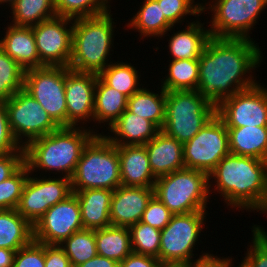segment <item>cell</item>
Listing matches in <instances>:
<instances>
[{"instance_id": "1", "label": "cell", "mask_w": 267, "mask_h": 267, "mask_svg": "<svg viewBox=\"0 0 267 267\" xmlns=\"http://www.w3.org/2000/svg\"><path fill=\"white\" fill-rule=\"evenodd\" d=\"M256 42L214 37L208 40L199 58L197 86L207 102L217 108L224 99L259 82L255 70L261 66L264 55Z\"/></svg>"}, {"instance_id": "2", "label": "cell", "mask_w": 267, "mask_h": 267, "mask_svg": "<svg viewBox=\"0 0 267 267\" xmlns=\"http://www.w3.org/2000/svg\"><path fill=\"white\" fill-rule=\"evenodd\" d=\"M208 180L210 195L220 194L226 207L267 214V161L229 153L208 174Z\"/></svg>"}, {"instance_id": "3", "label": "cell", "mask_w": 267, "mask_h": 267, "mask_svg": "<svg viewBox=\"0 0 267 267\" xmlns=\"http://www.w3.org/2000/svg\"><path fill=\"white\" fill-rule=\"evenodd\" d=\"M88 128L60 127L29 142L24 147V163L29 173L38 172L41 176L49 171V176L55 173L71 179L84 147L96 135Z\"/></svg>"}, {"instance_id": "4", "label": "cell", "mask_w": 267, "mask_h": 267, "mask_svg": "<svg viewBox=\"0 0 267 267\" xmlns=\"http://www.w3.org/2000/svg\"><path fill=\"white\" fill-rule=\"evenodd\" d=\"M111 12L109 10L101 15L73 19L70 69L99 74L114 62L110 55L117 23Z\"/></svg>"}, {"instance_id": "5", "label": "cell", "mask_w": 267, "mask_h": 267, "mask_svg": "<svg viewBox=\"0 0 267 267\" xmlns=\"http://www.w3.org/2000/svg\"><path fill=\"white\" fill-rule=\"evenodd\" d=\"M121 185L118 146L96 134L84 147L71 178L72 191L108 189Z\"/></svg>"}, {"instance_id": "6", "label": "cell", "mask_w": 267, "mask_h": 267, "mask_svg": "<svg viewBox=\"0 0 267 267\" xmlns=\"http://www.w3.org/2000/svg\"><path fill=\"white\" fill-rule=\"evenodd\" d=\"M154 195L174 215L207 211L211 198L208 174L184 168L158 177Z\"/></svg>"}, {"instance_id": "7", "label": "cell", "mask_w": 267, "mask_h": 267, "mask_svg": "<svg viewBox=\"0 0 267 267\" xmlns=\"http://www.w3.org/2000/svg\"><path fill=\"white\" fill-rule=\"evenodd\" d=\"M216 115V107L197 90L166 91L165 122L162 131L184 144Z\"/></svg>"}, {"instance_id": "8", "label": "cell", "mask_w": 267, "mask_h": 267, "mask_svg": "<svg viewBox=\"0 0 267 267\" xmlns=\"http://www.w3.org/2000/svg\"><path fill=\"white\" fill-rule=\"evenodd\" d=\"M204 15L212 13L209 32L214 38L249 39L267 0H202ZM208 1V2H207ZM208 10V11H207ZM210 11V12H209ZM257 20V21H256ZM251 32V33H250Z\"/></svg>"}, {"instance_id": "9", "label": "cell", "mask_w": 267, "mask_h": 267, "mask_svg": "<svg viewBox=\"0 0 267 267\" xmlns=\"http://www.w3.org/2000/svg\"><path fill=\"white\" fill-rule=\"evenodd\" d=\"M208 214V211H195L172 216L169 223L161 230L160 263L182 266L195 260L198 254L193 252H196L195 249L198 248L195 247L201 242L199 239L201 232H204Z\"/></svg>"}, {"instance_id": "10", "label": "cell", "mask_w": 267, "mask_h": 267, "mask_svg": "<svg viewBox=\"0 0 267 267\" xmlns=\"http://www.w3.org/2000/svg\"><path fill=\"white\" fill-rule=\"evenodd\" d=\"M66 66H42L25 70L23 89L37 100L60 126L67 127Z\"/></svg>"}, {"instance_id": "11", "label": "cell", "mask_w": 267, "mask_h": 267, "mask_svg": "<svg viewBox=\"0 0 267 267\" xmlns=\"http://www.w3.org/2000/svg\"><path fill=\"white\" fill-rule=\"evenodd\" d=\"M4 104L7 109L12 135L23 148L32 140L60 128L40 103L24 89L4 101Z\"/></svg>"}, {"instance_id": "12", "label": "cell", "mask_w": 267, "mask_h": 267, "mask_svg": "<svg viewBox=\"0 0 267 267\" xmlns=\"http://www.w3.org/2000/svg\"><path fill=\"white\" fill-rule=\"evenodd\" d=\"M229 153L227 127L217 115L192 139L183 144L185 168L199 170L207 174Z\"/></svg>"}, {"instance_id": "13", "label": "cell", "mask_w": 267, "mask_h": 267, "mask_svg": "<svg viewBox=\"0 0 267 267\" xmlns=\"http://www.w3.org/2000/svg\"><path fill=\"white\" fill-rule=\"evenodd\" d=\"M37 176L38 174L29 173L17 207L18 213L32 225L50 207L73 193L69 178L55 175Z\"/></svg>"}, {"instance_id": "14", "label": "cell", "mask_w": 267, "mask_h": 267, "mask_svg": "<svg viewBox=\"0 0 267 267\" xmlns=\"http://www.w3.org/2000/svg\"><path fill=\"white\" fill-rule=\"evenodd\" d=\"M216 115L227 128L267 127V87L260 81L223 100Z\"/></svg>"}, {"instance_id": "15", "label": "cell", "mask_w": 267, "mask_h": 267, "mask_svg": "<svg viewBox=\"0 0 267 267\" xmlns=\"http://www.w3.org/2000/svg\"><path fill=\"white\" fill-rule=\"evenodd\" d=\"M42 66H69L72 52L73 19L55 16L32 26Z\"/></svg>"}, {"instance_id": "16", "label": "cell", "mask_w": 267, "mask_h": 267, "mask_svg": "<svg viewBox=\"0 0 267 267\" xmlns=\"http://www.w3.org/2000/svg\"><path fill=\"white\" fill-rule=\"evenodd\" d=\"M83 229L77 196L72 193L65 200L50 207L33 225L34 241L60 245L73 233Z\"/></svg>"}, {"instance_id": "17", "label": "cell", "mask_w": 267, "mask_h": 267, "mask_svg": "<svg viewBox=\"0 0 267 267\" xmlns=\"http://www.w3.org/2000/svg\"><path fill=\"white\" fill-rule=\"evenodd\" d=\"M97 75L92 72L74 71L69 67L65 70L67 127H87V122L94 123Z\"/></svg>"}, {"instance_id": "18", "label": "cell", "mask_w": 267, "mask_h": 267, "mask_svg": "<svg viewBox=\"0 0 267 267\" xmlns=\"http://www.w3.org/2000/svg\"><path fill=\"white\" fill-rule=\"evenodd\" d=\"M153 196L154 188L118 186L111 198V225L129 228L138 223Z\"/></svg>"}, {"instance_id": "19", "label": "cell", "mask_w": 267, "mask_h": 267, "mask_svg": "<svg viewBox=\"0 0 267 267\" xmlns=\"http://www.w3.org/2000/svg\"><path fill=\"white\" fill-rule=\"evenodd\" d=\"M121 185L154 188L157 178L151 171L145 145L118 146Z\"/></svg>"}, {"instance_id": "20", "label": "cell", "mask_w": 267, "mask_h": 267, "mask_svg": "<svg viewBox=\"0 0 267 267\" xmlns=\"http://www.w3.org/2000/svg\"><path fill=\"white\" fill-rule=\"evenodd\" d=\"M149 165L156 178L185 168L183 144L162 130L145 144Z\"/></svg>"}, {"instance_id": "21", "label": "cell", "mask_w": 267, "mask_h": 267, "mask_svg": "<svg viewBox=\"0 0 267 267\" xmlns=\"http://www.w3.org/2000/svg\"><path fill=\"white\" fill-rule=\"evenodd\" d=\"M107 134H103L112 144L145 145L160 129L150 120L140 117L128 109L112 124ZM113 133V134H112Z\"/></svg>"}, {"instance_id": "22", "label": "cell", "mask_w": 267, "mask_h": 267, "mask_svg": "<svg viewBox=\"0 0 267 267\" xmlns=\"http://www.w3.org/2000/svg\"><path fill=\"white\" fill-rule=\"evenodd\" d=\"M185 23V27L174 32L176 26H172L165 34L169 36L167 52L170 60L179 59H199L208 40L211 38L209 28L203 27V24L198 20ZM169 31L172 36L170 37ZM169 34V35H168ZM170 53V54H169Z\"/></svg>"}, {"instance_id": "23", "label": "cell", "mask_w": 267, "mask_h": 267, "mask_svg": "<svg viewBox=\"0 0 267 267\" xmlns=\"http://www.w3.org/2000/svg\"><path fill=\"white\" fill-rule=\"evenodd\" d=\"M7 26L3 28L6 32L0 38V48L25 70L40 67L32 27Z\"/></svg>"}, {"instance_id": "24", "label": "cell", "mask_w": 267, "mask_h": 267, "mask_svg": "<svg viewBox=\"0 0 267 267\" xmlns=\"http://www.w3.org/2000/svg\"><path fill=\"white\" fill-rule=\"evenodd\" d=\"M72 192L79 201L84 229L97 230L111 225L110 205L113 191L108 189H86Z\"/></svg>"}, {"instance_id": "25", "label": "cell", "mask_w": 267, "mask_h": 267, "mask_svg": "<svg viewBox=\"0 0 267 267\" xmlns=\"http://www.w3.org/2000/svg\"><path fill=\"white\" fill-rule=\"evenodd\" d=\"M128 97L123 93L118 92L114 88L108 86L98 75L95 84V100H94V126L90 128L96 134L99 132V127L105 126L106 131L112 124L125 112L127 109ZM97 123V125H96ZM103 124V125H102ZM106 124V125H105ZM95 127V129L93 128Z\"/></svg>"}, {"instance_id": "26", "label": "cell", "mask_w": 267, "mask_h": 267, "mask_svg": "<svg viewBox=\"0 0 267 267\" xmlns=\"http://www.w3.org/2000/svg\"><path fill=\"white\" fill-rule=\"evenodd\" d=\"M139 9L125 27L134 32H138L140 39L146 37L158 38L166 37L165 33L173 26L164 16L161 6L157 0H142Z\"/></svg>"}, {"instance_id": "27", "label": "cell", "mask_w": 267, "mask_h": 267, "mask_svg": "<svg viewBox=\"0 0 267 267\" xmlns=\"http://www.w3.org/2000/svg\"><path fill=\"white\" fill-rule=\"evenodd\" d=\"M230 153L267 161V127L227 128Z\"/></svg>"}, {"instance_id": "28", "label": "cell", "mask_w": 267, "mask_h": 267, "mask_svg": "<svg viewBox=\"0 0 267 267\" xmlns=\"http://www.w3.org/2000/svg\"><path fill=\"white\" fill-rule=\"evenodd\" d=\"M33 240V225L17 209L0 210V248L17 251Z\"/></svg>"}, {"instance_id": "29", "label": "cell", "mask_w": 267, "mask_h": 267, "mask_svg": "<svg viewBox=\"0 0 267 267\" xmlns=\"http://www.w3.org/2000/svg\"><path fill=\"white\" fill-rule=\"evenodd\" d=\"M152 91L143 87L128 98L127 109L142 118L153 122L160 130L165 122L166 91L159 87Z\"/></svg>"}, {"instance_id": "30", "label": "cell", "mask_w": 267, "mask_h": 267, "mask_svg": "<svg viewBox=\"0 0 267 267\" xmlns=\"http://www.w3.org/2000/svg\"><path fill=\"white\" fill-rule=\"evenodd\" d=\"M96 249L99 256L122 262L133 252L128 227L108 226L95 230Z\"/></svg>"}, {"instance_id": "31", "label": "cell", "mask_w": 267, "mask_h": 267, "mask_svg": "<svg viewBox=\"0 0 267 267\" xmlns=\"http://www.w3.org/2000/svg\"><path fill=\"white\" fill-rule=\"evenodd\" d=\"M167 74L162 76L161 85L165 91L197 90L199 81V59L170 60Z\"/></svg>"}, {"instance_id": "32", "label": "cell", "mask_w": 267, "mask_h": 267, "mask_svg": "<svg viewBox=\"0 0 267 267\" xmlns=\"http://www.w3.org/2000/svg\"><path fill=\"white\" fill-rule=\"evenodd\" d=\"M9 12L11 25L32 27L56 16L55 0H17Z\"/></svg>"}, {"instance_id": "33", "label": "cell", "mask_w": 267, "mask_h": 267, "mask_svg": "<svg viewBox=\"0 0 267 267\" xmlns=\"http://www.w3.org/2000/svg\"><path fill=\"white\" fill-rule=\"evenodd\" d=\"M126 60V62H111L98 76L110 87L123 93L128 98L142 87L139 69ZM141 83V84H140ZM140 84V85H139Z\"/></svg>"}, {"instance_id": "34", "label": "cell", "mask_w": 267, "mask_h": 267, "mask_svg": "<svg viewBox=\"0 0 267 267\" xmlns=\"http://www.w3.org/2000/svg\"><path fill=\"white\" fill-rule=\"evenodd\" d=\"M72 267H78L97 256L95 230L81 229L60 244Z\"/></svg>"}, {"instance_id": "35", "label": "cell", "mask_w": 267, "mask_h": 267, "mask_svg": "<svg viewBox=\"0 0 267 267\" xmlns=\"http://www.w3.org/2000/svg\"><path fill=\"white\" fill-rule=\"evenodd\" d=\"M25 69L0 48V102L23 89Z\"/></svg>"}, {"instance_id": "36", "label": "cell", "mask_w": 267, "mask_h": 267, "mask_svg": "<svg viewBox=\"0 0 267 267\" xmlns=\"http://www.w3.org/2000/svg\"><path fill=\"white\" fill-rule=\"evenodd\" d=\"M111 0H55L56 15L72 19L101 15L111 10Z\"/></svg>"}, {"instance_id": "37", "label": "cell", "mask_w": 267, "mask_h": 267, "mask_svg": "<svg viewBox=\"0 0 267 267\" xmlns=\"http://www.w3.org/2000/svg\"><path fill=\"white\" fill-rule=\"evenodd\" d=\"M129 231L134 253L153 256L159 260L161 230L139 221L131 225Z\"/></svg>"}, {"instance_id": "38", "label": "cell", "mask_w": 267, "mask_h": 267, "mask_svg": "<svg viewBox=\"0 0 267 267\" xmlns=\"http://www.w3.org/2000/svg\"><path fill=\"white\" fill-rule=\"evenodd\" d=\"M29 170L24 163L11 177L0 183V210L17 209Z\"/></svg>"}, {"instance_id": "39", "label": "cell", "mask_w": 267, "mask_h": 267, "mask_svg": "<svg viewBox=\"0 0 267 267\" xmlns=\"http://www.w3.org/2000/svg\"><path fill=\"white\" fill-rule=\"evenodd\" d=\"M161 6L162 13L165 18L173 25H183L193 22L187 20V16L199 17L202 12V2H195V0H157ZM186 18V19H185ZM183 22V23H182Z\"/></svg>"}, {"instance_id": "40", "label": "cell", "mask_w": 267, "mask_h": 267, "mask_svg": "<svg viewBox=\"0 0 267 267\" xmlns=\"http://www.w3.org/2000/svg\"><path fill=\"white\" fill-rule=\"evenodd\" d=\"M252 240L247 245L242 262L247 267H267V230L263 225H254L251 228ZM266 230V231H265Z\"/></svg>"}, {"instance_id": "41", "label": "cell", "mask_w": 267, "mask_h": 267, "mask_svg": "<svg viewBox=\"0 0 267 267\" xmlns=\"http://www.w3.org/2000/svg\"><path fill=\"white\" fill-rule=\"evenodd\" d=\"M13 267H45V244L33 240L17 250Z\"/></svg>"}, {"instance_id": "42", "label": "cell", "mask_w": 267, "mask_h": 267, "mask_svg": "<svg viewBox=\"0 0 267 267\" xmlns=\"http://www.w3.org/2000/svg\"><path fill=\"white\" fill-rule=\"evenodd\" d=\"M174 214L154 195L148 202L140 222L162 230Z\"/></svg>"}, {"instance_id": "43", "label": "cell", "mask_w": 267, "mask_h": 267, "mask_svg": "<svg viewBox=\"0 0 267 267\" xmlns=\"http://www.w3.org/2000/svg\"><path fill=\"white\" fill-rule=\"evenodd\" d=\"M24 151L19 145L9 127L7 109L4 102H0V154Z\"/></svg>"}, {"instance_id": "44", "label": "cell", "mask_w": 267, "mask_h": 267, "mask_svg": "<svg viewBox=\"0 0 267 267\" xmlns=\"http://www.w3.org/2000/svg\"><path fill=\"white\" fill-rule=\"evenodd\" d=\"M24 164V151L0 154V183L11 177Z\"/></svg>"}, {"instance_id": "45", "label": "cell", "mask_w": 267, "mask_h": 267, "mask_svg": "<svg viewBox=\"0 0 267 267\" xmlns=\"http://www.w3.org/2000/svg\"><path fill=\"white\" fill-rule=\"evenodd\" d=\"M200 254L197 259L182 265V267H229L230 262L234 259L232 256L227 257V255L226 257L215 256L211 251H202Z\"/></svg>"}, {"instance_id": "46", "label": "cell", "mask_w": 267, "mask_h": 267, "mask_svg": "<svg viewBox=\"0 0 267 267\" xmlns=\"http://www.w3.org/2000/svg\"><path fill=\"white\" fill-rule=\"evenodd\" d=\"M45 267H72L60 245L45 244Z\"/></svg>"}, {"instance_id": "47", "label": "cell", "mask_w": 267, "mask_h": 267, "mask_svg": "<svg viewBox=\"0 0 267 267\" xmlns=\"http://www.w3.org/2000/svg\"><path fill=\"white\" fill-rule=\"evenodd\" d=\"M159 264L156 257L132 252L119 263V267H157Z\"/></svg>"}, {"instance_id": "48", "label": "cell", "mask_w": 267, "mask_h": 267, "mask_svg": "<svg viewBox=\"0 0 267 267\" xmlns=\"http://www.w3.org/2000/svg\"><path fill=\"white\" fill-rule=\"evenodd\" d=\"M78 267H119V263L109 258L97 255Z\"/></svg>"}, {"instance_id": "49", "label": "cell", "mask_w": 267, "mask_h": 267, "mask_svg": "<svg viewBox=\"0 0 267 267\" xmlns=\"http://www.w3.org/2000/svg\"><path fill=\"white\" fill-rule=\"evenodd\" d=\"M16 251L0 248V267H13Z\"/></svg>"}, {"instance_id": "50", "label": "cell", "mask_w": 267, "mask_h": 267, "mask_svg": "<svg viewBox=\"0 0 267 267\" xmlns=\"http://www.w3.org/2000/svg\"><path fill=\"white\" fill-rule=\"evenodd\" d=\"M17 0H0V5L4 6L6 3V7H11Z\"/></svg>"}, {"instance_id": "51", "label": "cell", "mask_w": 267, "mask_h": 267, "mask_svg": "<svg viewBox=\"0 0 267 267\" xmlns=\"http://www.w3.org/2000/svg\"><path fill=\"white\" fill-rule=\"evenodd\" d=\"M157 267H182V266L178 264L160 263Z\"/></svg>"}, {"instance_id": "52", "label": "cell", "mask_w": 267, "mask_h": 267, "mask_svg": "<svg viewBox=\"0 0 267 267\" xmlns=\"http://www.w3.org/2000/svg\"><path fill=\"white\" fill-rule=\"evenodd\" d=\"M241 263L237 262V264H239L237 267H247L242 261H240ZM234 262L233 260L230 262V266L229 267H236L234 266Z\"/></svg>"}]
</instances>
